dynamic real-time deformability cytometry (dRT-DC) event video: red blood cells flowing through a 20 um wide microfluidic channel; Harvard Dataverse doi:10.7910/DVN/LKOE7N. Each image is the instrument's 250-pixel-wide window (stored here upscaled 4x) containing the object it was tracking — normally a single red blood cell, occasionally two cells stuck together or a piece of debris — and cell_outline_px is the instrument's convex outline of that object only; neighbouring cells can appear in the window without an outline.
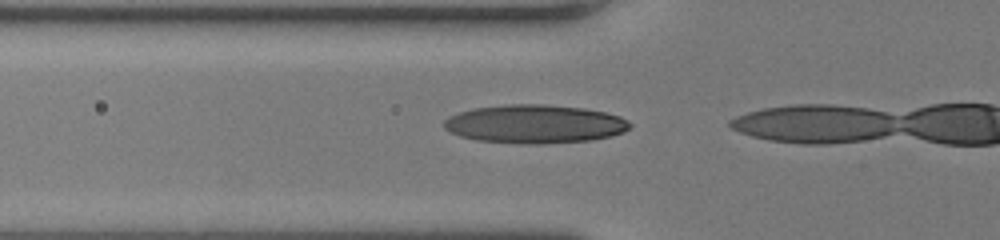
{"species": "human", "species_latin": "Homo sapiens", "temperature_condition": "room temperature", "stored_images_in_passage": 9, "camera_frame_rate_fps": 3000, "um_per_image_px": 0.085, "donor": {"sex": "female"}, "frame": {"image": 1, "passage_image": 8, "time_ms": 2.333, "image_size_px": [1000, 240], "cell_outline_px": [[632, 124], [624, 132], [612, 136], [592, 140], [544, 144], [524, 144], [476, 140], [460, 136], [444, 128], [444, 120], [448, 116], [472, 108], [508, 104], [544, 104], [584, 108], [604, 112], [620, 116], [628, 120]], "centroid_in_image_um": [45.47, 10.54], "position_along_channel_um": 80.3, "area_um2": 41.96}}